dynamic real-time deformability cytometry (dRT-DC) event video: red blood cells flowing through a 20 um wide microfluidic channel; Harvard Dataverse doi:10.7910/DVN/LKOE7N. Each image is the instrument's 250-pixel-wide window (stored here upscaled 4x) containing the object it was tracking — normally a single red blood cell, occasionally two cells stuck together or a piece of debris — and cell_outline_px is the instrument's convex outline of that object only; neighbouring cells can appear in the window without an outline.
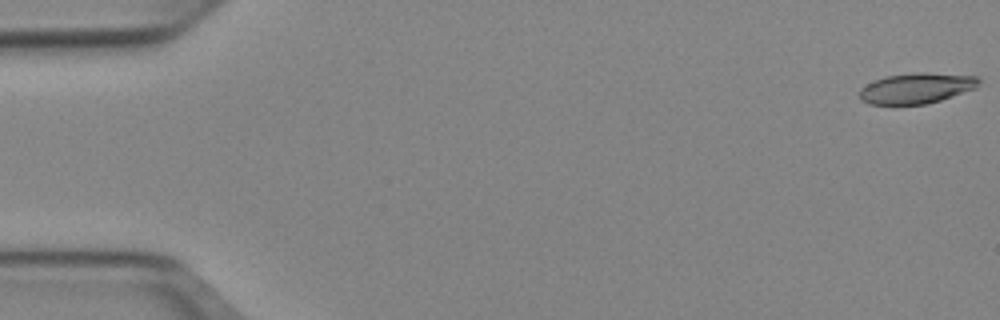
{"species": "Egyptian fruit bat (a non-hibernating species)", "species_latin": "Rousettus aegyptiacus", "temperature_condition": "cold", "stored_images_in_passage": 52, "camera_frame_rate_fps": 3000, "um_per_image_px": 0.085, "animal": {"sex": "female"}, "frame": {"image": 1, "passage_image": 1, "time_ms": 0.0, "image_size_px": [1000, 320], "cell_outline_px": [[980, 80], [976, 88], [940, 100], [924, 104], [868, 104], [860, 100], [860, 88], [876, 80], [888, 76], [916, 72], [924, 72], [980, 76]], "centroid_in_image_um": [77.92, 7.49], "position_along_channel_um": 7.1, "area_um2": 21.1}}
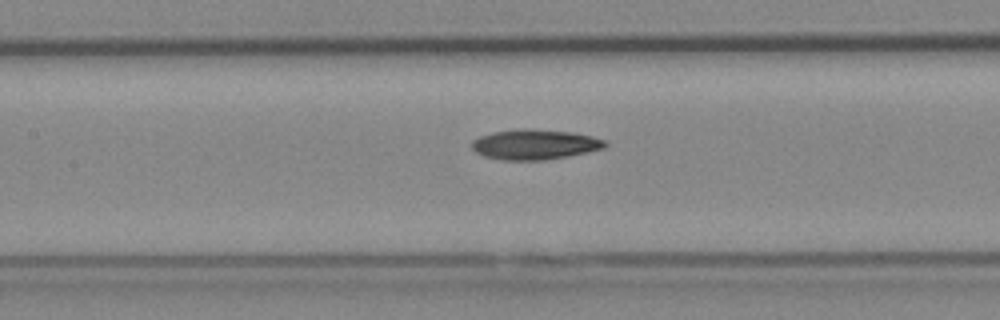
{"frame": {"image": 2, "passage_image": 24, "time_ms": 7.667, "image_size_px": [1000, 320], "cell_outline_px": [[608, 144], [604, 148], [588, 152], [568, 156], [544, 160], [500, 160], [484, 156], [476, 152], [468, 144], [472, 140], [480, 136], [492, 132], [520, 128], [528, 128], [572, 132], [592, 136], [608, 140]], "centroid_in_image_um": [45.45, 12.27], "position_along_channel_um": 162.0, "area_um2": 23.76}}
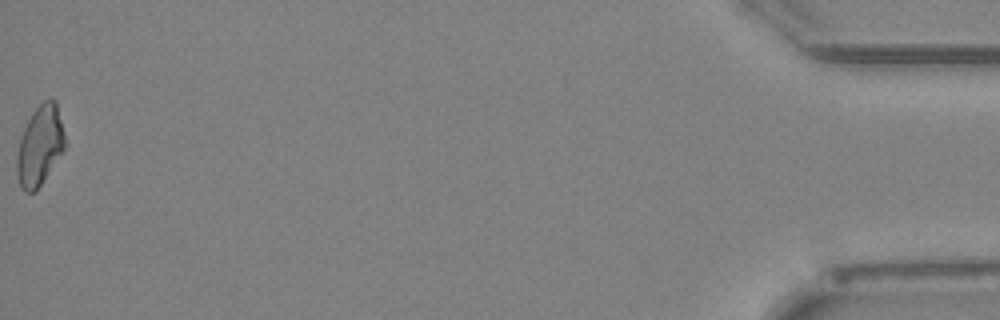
{"frame": {"image": 3, "passage_image": 52, "time_ms": 17.0, "image_size_px": [1000, 320], "cell_outline_px": [[64, 148], [36, 192], [24, 192], [20, 188], [16, 172], [16, 156], [20, 136], [32, 112], [44, 100], [52, 96], [56, 100], [64, 136]], "centroid_in_image_um": [3.35, 12.38], "position_along_channel_um": 431.9, "area_um2": 22.25}}